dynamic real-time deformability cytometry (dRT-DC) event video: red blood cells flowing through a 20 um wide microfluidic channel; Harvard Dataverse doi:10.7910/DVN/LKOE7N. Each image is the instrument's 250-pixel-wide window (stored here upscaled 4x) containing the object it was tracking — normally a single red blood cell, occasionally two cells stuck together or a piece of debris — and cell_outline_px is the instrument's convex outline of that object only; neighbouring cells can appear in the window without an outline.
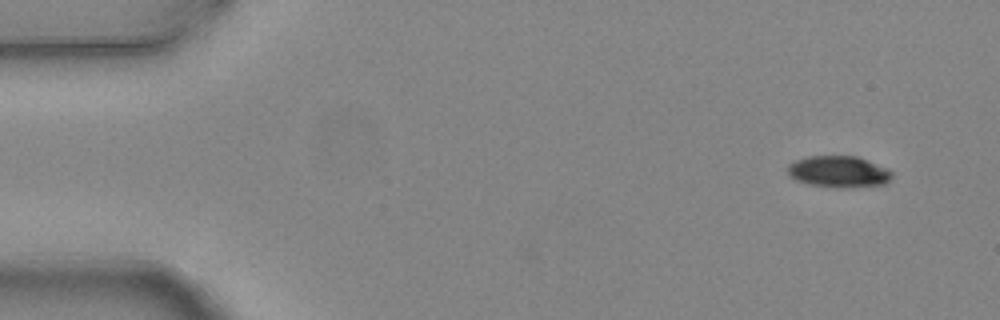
{"species": "common noctule bat (a hibernating species)", "species_latin": "Nyctalus noctula", "temperature_condition": "warm", "stored_images_in_passage": 5, "camera_frame_rate_fps": 3000, "um_per_image_px": 0.085, "animal": {"sex": "female", "body_mass_g": 24.6, "forearm_length_mm": 56.2}, "frame": {"image": 1, "passage_image": 1, "time_ms": 0.0, "image_size_px": [1000, 320], "cell_outline_px": [[892, 176], [884, 184], [812, 184], [796, 180], [788, 172], [788, 164], [796, 160], [808, 156], [856, 156], [888, 168], [892, 172]], "centroid_in_image_um": [71.26, 14.51], "position_along_channel_um": 13.7, "area_um2": 17.8}}
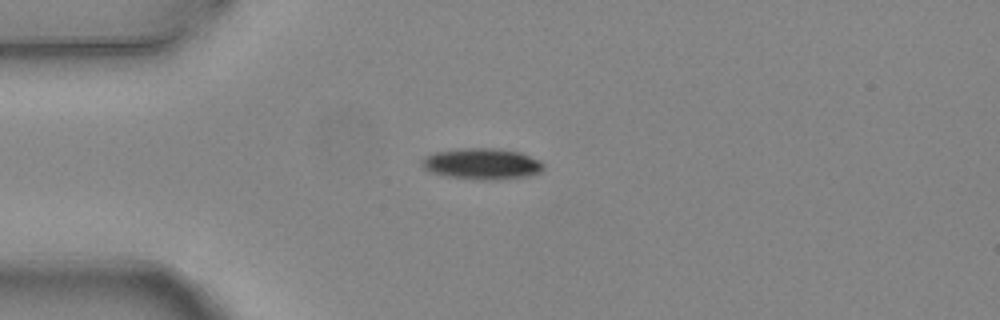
{"frame": {"image": 2, "passage_image": 4, "time_ms": 1.0, "image_size_px": [1000, 320], "cell_outline_px": [[544, 172], [532, 176], [488, 180], [484, 180], [448, 176], [432, 172], [424, 168], [420, 164], [420, 160], [424, 156], [436, 152], [460, 148], [500, 148], [520, 152], [540, 160], [544, 164]], "centroid_in_image_um": [41.02, 13.92], "position_along_channel_um": 44.0, "area_um2": 22.31}}